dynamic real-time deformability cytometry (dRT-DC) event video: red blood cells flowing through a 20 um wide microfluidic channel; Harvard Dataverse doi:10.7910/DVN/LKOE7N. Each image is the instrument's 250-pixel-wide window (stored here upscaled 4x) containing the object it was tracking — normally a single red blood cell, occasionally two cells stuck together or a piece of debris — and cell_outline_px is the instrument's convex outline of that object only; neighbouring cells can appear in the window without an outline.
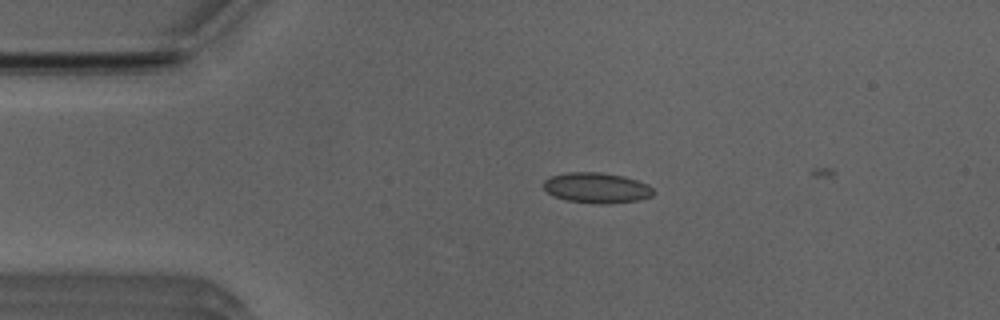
{"species": "Egyptian fruit bat (a non-hibernating species)", "species_latin": "Rousettus aegyptiacus", "temperature_condition": "room temperature", "stored_images_in_passage": 7, "camera_frame_rate_fps": 3000, "um_per_image_px": 0.085, "animal": {"sex": "male"}, "frame": {"image": 1, "passage_image": 2, "time_ms": 0.333, "image_size_px": [1000, 320], "cell_outline_px": [[656, 192], [652, 196], [640, 200], [608, 204], [596, 204], [564, 200], [552, 196], [544, 188], [544, 180], [552, 176], [568, 172], [600, 172], [624, 176], [648, 184]], "centroid_in_image_um": [50.73, 15.98], "position_along_channel_um": 34.3, "area_um2": 19.71}}